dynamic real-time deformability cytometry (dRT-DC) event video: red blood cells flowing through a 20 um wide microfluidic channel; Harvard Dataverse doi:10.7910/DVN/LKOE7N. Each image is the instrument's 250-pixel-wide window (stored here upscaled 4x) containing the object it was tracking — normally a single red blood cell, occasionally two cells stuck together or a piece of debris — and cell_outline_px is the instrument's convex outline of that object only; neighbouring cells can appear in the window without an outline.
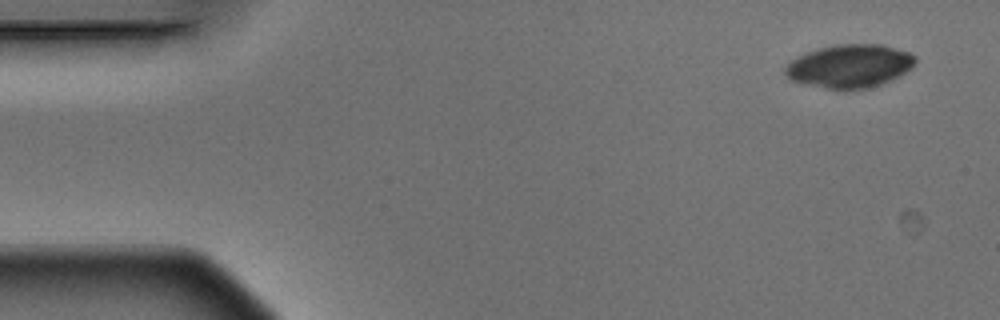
{"species": "Egyptian fruit bat (a non-hibernating species)", "species_latin": "Rousettus aegyptiacus", "temperature_condition": "warm", "stored_images_in_passage": 5, "camera_frame_rate_fps": 3000, "um_per_image_px": 0.085, "animal": {"sex": "male"}, "frame": {"image": 1, "passage_image": 1, "time_ms": 0.0, "image_size_px": [1000, 320], "cell_outline_px": [[916, 60], [912, 68], [900, 76], [880, 84], [864, 88], [844, 92], [824, 88], [792, 80], [784, 72], [784, 68], [792, 60], [808, 52], [820, 48], [836, 44], [884, 44], [908, 52], [916, 56]], "centroid_in_image_um": [72.26, 5.63], "position_along_channel_um": 12.7, "area_um2": 32.89}}
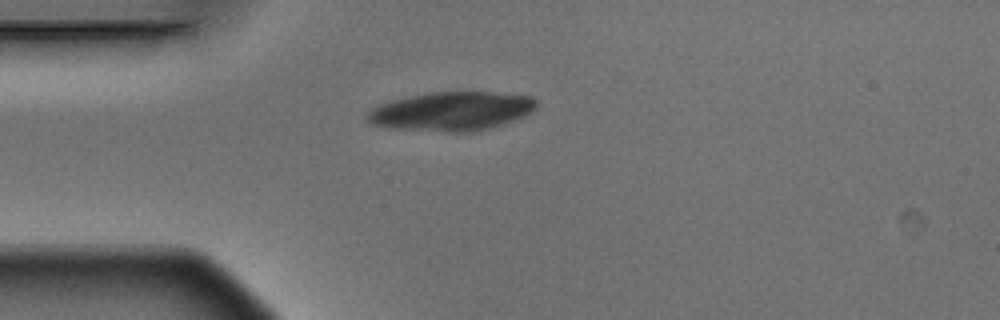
{"frame": {"image": 2, "passage_image": 4, "time_ms": 1.0, "image_size_px": [1000, 320], "cell_outline_px": [[536, 108], [532, 112], [524, 116], [488, 128], [472, 132], [452, 132], [388, 128], [372, 124], [364, 116], [372, 108], [380, 104], [392, 100], [428, 92], [492, 92], [532, 96], [536, 100]], "centroid_in_image_um": [38.36, 9.45], "position_along_channel_um": 46.6, "area_um2": 38.26}}